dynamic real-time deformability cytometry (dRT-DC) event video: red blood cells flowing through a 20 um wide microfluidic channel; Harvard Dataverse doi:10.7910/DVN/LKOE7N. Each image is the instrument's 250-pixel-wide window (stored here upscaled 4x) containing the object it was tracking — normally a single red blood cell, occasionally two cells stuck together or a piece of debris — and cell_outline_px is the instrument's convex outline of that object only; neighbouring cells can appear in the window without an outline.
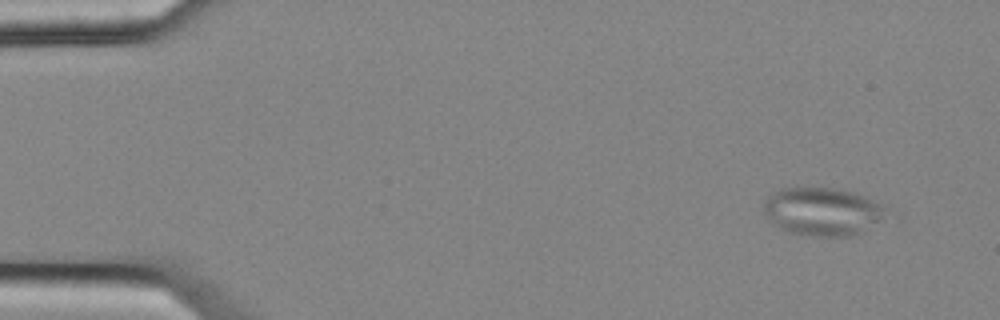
{"species": "common noctule bat (a hibernating species)", "species_latin": "Nyctalus noctula", "temperature_condition": "cold", "stored_images_in_passage": 10, "camera_frame_rate_fps": 3000, "um_per_image_px": 0.085, "animal": {"sex": "female", "body_mass_g": 25.1}, "frame": {"image": 1, "passage_image": 2, "time_ms": 0.333, "image_size_px": [1000, 320], "cell_outline_px": [[884, 208], [880, 216], [864, 232], [852, 236], [812, 236], [792, 232], [780, 228], [764, 212], [764, 200], [768, 196], [784, 188], [832, 188], [856, 192], [880, 204]], "centroid_in_image_um": [69.87, 17.97], "position_along_channel_um": 15.1, "area_um2": 33.35}}